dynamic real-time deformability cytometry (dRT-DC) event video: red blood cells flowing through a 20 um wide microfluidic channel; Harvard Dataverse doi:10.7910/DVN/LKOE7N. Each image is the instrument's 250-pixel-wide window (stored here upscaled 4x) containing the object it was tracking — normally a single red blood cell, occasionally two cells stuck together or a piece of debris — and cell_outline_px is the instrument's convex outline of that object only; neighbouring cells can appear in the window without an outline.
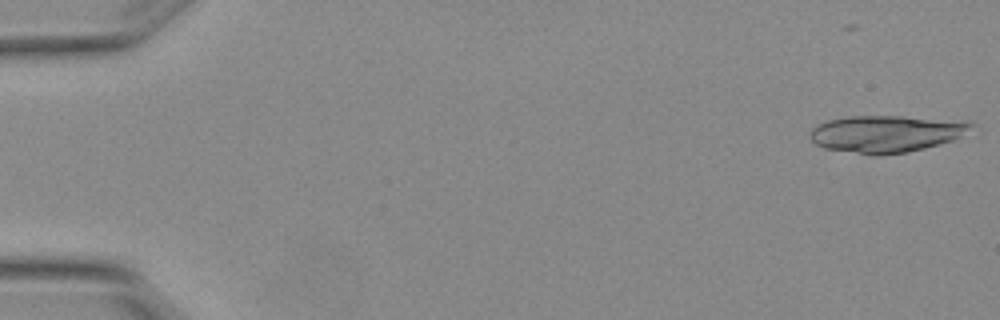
{"species": "Egyptian fruit bat (a non-hibernating species)", "species_latin": "Rousettus aegyptiacus", "temperature_condition": "warm", "stored_images_in_passage": 5, "camera_frame_rate_fps": 3000, "um_per_image_px": 0.085, "animal": {"sex": "female"}, "frame": {"image": 1, "passage_image": 1, "time_ms": 0.0, "image_size_px": [1000, 320], "cell_outline_px": [[976, 124], [960, 136], [952, 140], [924, 148], [908, 152], [876, 156], [872, 156], [824, 148], [816, 144], [808, 136], [812, 128], [828, 120], [852, 116], [904, 116], [972, 120]], "centroid_in_image_um": [75.36, 11.36], "position_along_channel_um": 9.6, "area_um2": 35.14}}